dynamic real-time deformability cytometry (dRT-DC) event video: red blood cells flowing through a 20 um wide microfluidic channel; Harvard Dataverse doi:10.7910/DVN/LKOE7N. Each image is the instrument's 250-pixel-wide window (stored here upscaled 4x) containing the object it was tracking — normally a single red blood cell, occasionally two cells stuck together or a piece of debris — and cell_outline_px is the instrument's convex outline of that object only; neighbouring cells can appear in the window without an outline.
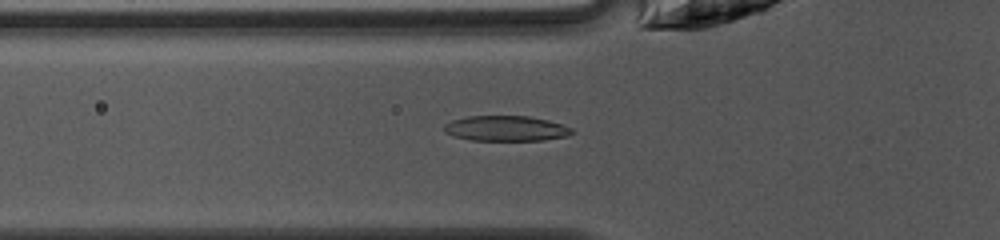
{"species": "common noctule bat (a hibernating species)", "species_latin": "Nyctalus noctula", "temperature_condition": "warm", "stored_images_in_passage": 47, "camera_frame_rate_fps": 3000, "um_per_image_px": 0.085, "animal": {"sex": "female", "body_mass_g": 10.0, "forearm_length_mm": 53.1}, "frame": {"image": 1, "passage_image": 16, "time_ms": 5.0, "image_size_px": [1000, 240], "cell_outline_px": [[572, 132], [568, 136], [544, 140], [472, 140], [452, 136], [444, 132], [444, 124], [452, 120], [468, 116], [528, 116], [548, 120], [572, 128]], "centroid_in_image_um": [42.97, 10.92], "position_along_channel_um": 82.8, "area_um2": 18.79}}
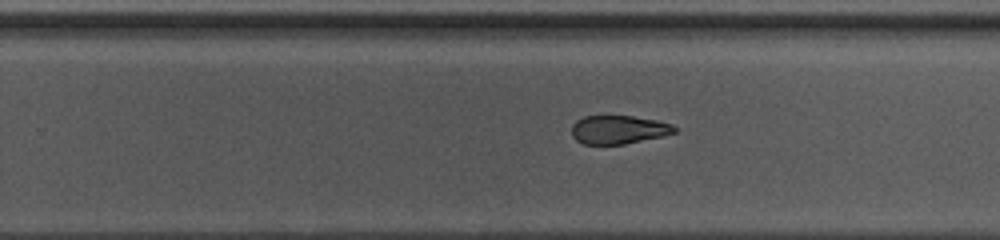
{"frame": {"image": 2, "passage_image": 30, "time_ms": 9.667, "image_size_px": [1000, 240], "cell_outline_px": [[676, 132], [660, 136], [624, 144], [584, 144], [576, 140], [572, 136], [572, 124], [576, 120], [584, 116], [632, 116], [656, 120], [672, 124], [676, 128]], "centroid_in_image_um": [52.54, 11.01], "position_along_channel_um": 277.3, "area_um2": 16.94}}
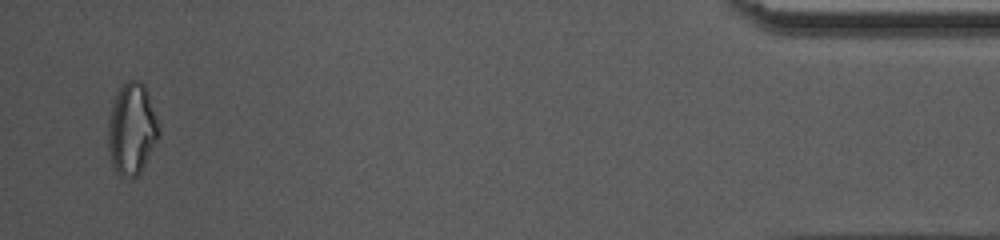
{"frame": {"image": 3, "passage_image": 46, "time_ms": 15.0, "image_size_px": [1000, 240], "cell_outline_px": [[160, 136], [140, 172], [136, 176], [124, 180], [116, 172], [112, 164], [108, 148], [108, 124], [112, 104], [124, 80], [140, 80], [144, 84], [160, 128]], "centroid_in_image_um": [11.2, 10.99], "position_along_channel_um": 424.0, "area_um2": 27.11}, "authors_computed_cell_mechanics": {"area_um2": 19.1318, "velocity_mm_per_s": 4.1359, "shape_relaxation_time_tau1_ms": 7.0282, "shape_relaxation_time_tau2_ms": 2.3535, "deformation_change_tau1": 0.2027, "deformation_change_tau2": 0.0927}}